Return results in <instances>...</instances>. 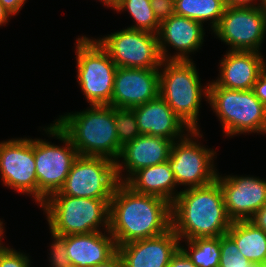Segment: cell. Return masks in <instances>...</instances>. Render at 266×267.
Segmentation results:
<instances>
[{"mask_svg":"<svg viewBox=\"0 0 266 267\" xmlns=\"http://www.w3.org/2000/svg\"><path fill=\"white\" fill-rule=\"evenodd\" d=\"M219 40L230 45V51L260 52L266 34V13L262 6L225 8L213 29Z\"/></svg>","mask_w":266,"mask_h":267,"instance_id":"obj_12","label":"cell"},{"mask_svg":"<svg viewBox=\"0 0 266 267\" xmlns=\"http://www.w3.org/2000/svg\"><path fill=\"white\" fill-rule=\"evenodd\" d=\"M66 248L70 265L78 267L103 263L117 252L115 239L109 230L104 233L66 235Z\"/></svg>","mask_w":266,"mask_h":267,"instance_id":"obj_21","label":"cell"},{"mask_svg":"<svg viewBox=\"0 0 266 267\" xmlns=\"http://www.w3.org/2000/svg\"><path fill=\"white\" fill-rule=\"evenodd\" d=\"M150 4L160 24L175 14V0H150Z\"/></svg>","mask_w":266,"mask_h":267,"instance_id":"obj_31","label":"cell"},{"mask_svg":"<svg viewBox=\"0 0 266 267\" xmlns=\"http://www.w3.org/2000/svg\"><path fill=\"white\" fill-rule=\"evenodd\" d=\"M172 143L173 141L170 139L141 134L125 144L116 162V174L119 182H126L141 168L166 162L170 156ZM123 170H127V177H121Z\"/></svg>","mask_w":266,"mask_h":267,"instance_id":"obj_18","label":"cell"},{"mask_svg":"<svg viewBox=\"0 0 266 267\" xmlns=\"http://www.w3.org/2000/svg\"><path fill=\"white\" fill-rule=\"evenodd\" d=\"M157 35L163 60H190L188 54L201 49L205 32L202 23L174 14L160 24ZM167 45L178 52L171 56Z\"/></svg>","mask_w":266,"mask_h":267,"instance_id":"obj_17","label":"cell"},{"mask_svg":"<svg viewBox=\"0 0 266 267\" xmlns=\"http://www.w3.org/2000/svg\"><path fill=\"white\" fill-rule=\"evenodd\" d=\"M250 221L266 232V204L254 214Z\"/></svg>","mask_w":266,"mask_h":267,"instance_id":"obj_35","label":"cell"},{"mask_svg":"<svg viewBox=\"0 0 266 267\" xmlns=\"http://www.w3.org/2000/svg\"><path fill=\"white\" fill-rule=\"evenodd\" d=\"M101 2L108 7V0H101Z\"/></svg>","mask_w":266,"mask_h":267,"instance_id":"obj_41","label":"cell"},{"mask_svg":"<svg viewBox=\"0 0 266 267\" xmlns=\"http://www.w3.org/2000/svg\"><path fill=\"white\" fill-rule=\"evenodd\" d=\"M10 17H12V15L0 4V26L7 24Z\"/></svg>","mask_w":266,"mask_h":267,"instance_id":"obj_38","label":"cell"},{"mask_svg":"<svg viewBox=\"0 0 266 267\" xmlns=\"http://www.w3.org/2000/svg\"><path fill=\"white\" fill-rule=\"evenodd\" d=\"M263 7H264L265 13H266V0H264Z\"/></svg>","mask_w":266,"mask_h":267,"instance_id":"obj_42","label":"cell"},{"mask_svg":"<svg viewBox=\"0 0 266 267\" xmlns=\"http://www.w3.org/2000/svg\"><path fill=\"white\" fill-rule=\"evenodd\" d=\"M56 120L55 124L68 136L79 155L117 162L122 146L117 137L114 107L90 105L86 110L66 113Z\"/></svg>","mask_w":266,"mask_h":267,"instance_id":"obj_3","label":"cell"},{"mask_svg":"<svg viewBox=\"0 0 266 267\" xmlns=\"http://www.w3.org/2000/svg\"><path fill=\"white\" fill-rule=\"evenodd\" d=\"M117 67L159 69L162 56L158 35L135 29H122L96 40Z\"/></svg>","mask_w":266,"mask_h":267,"instance_id":"obj_11","label":"cell"},{"mask_svg":"<svg viewBox=\"0 0 266 267\" xmlns=\"http://www.w3.org/2000/svg\"><path fill=\"white\" fill-rule=\"evenodd\" d=\"M125 183L138 193L158 196L171 204L180 193L174 190L177 183L167 161L139 169Z\"/></svg>","mask_w":266,"mask_h":267,"instance_id":"obj_22","label":"cell"},{"mask_svg":"<svg viewBox=\"0 0 266 267\" xmlns=\"http://www.w3.org/2000/svg\"><path fill=\"white\" fill-rule=\"evenodd\" d=\"M66 267H78V266H74V265H69V266H66Z\"/></svg>","mask_w":266,"mask_h":267,"instance_id":"obj_44","label":"cell"},{"mask_svg":"<svg viewBox=\"0 0 266 267\" xmlns=\"http://www.w3.org/2000/svg\"><path fill=\"white\" fill-rule=\"evenodd\" d=\"M255 96L266 106V68L253 86Z\"/></svg>","mask_w":266,"mask_h":267,"instance_id":"obj_33","label":"cell"},{"mask_svg":"<svg viewBox=\"0 0 266 267\" xmlns=\"http://www.w3.org/2000/svg\"><path fill=\"white\" fill-rule=\"evenodd\" d=\"M55 239L51 244L50 263L52 267H66L69 266L68 253L66 248V236H58L51 233Z\"/></svg>","mask_w":266,"mask_h":267,"instance_id":"obj_29","label":"cell"},{"mask_svg":"<svg viewBox=\"0 0 266 267\" xmlns=\"http://www.w3.org/2000/svg\"><path fill=\"white\" fill-rule=\"evenodd\" d=\"M120 0H108V7H111L112 9L116 7L117 3L119 2Z\"/></svg>","mask_w":266,"mask_h":267,"instance_id":"obj_39","label":"cell"},{"mask_svg":"<svg viewBox=\"0 0 266 267\" xmlns=\"http://www.w3.org/2000/svg\"><path fill=\"white\" fill-rule=\"evenodd\" d=\"M232 221L250 220L266 204V181L258 177L217 175Z\"/></svg>","mask_w":266,"mask_h":267,"instance_id":"obj_14","label":"cell"},{"mask_svg":"<svg viewBox=\"0 0 266 267\" xmlns=\"http://www.w3.org/2000/svg\"><path fill=\"white\" fill-rule=\"evenodd\" d=\"M226 6L229 7H256L262 6L264 3V0H260V3H253L256 2L255 0H224Z\"/></svg>","mask_w":266,"mask_h":267,"instance_id":"obj_36","label":"cell"},{"mask_svg":"<svg viewBox=\"0 0 266 267\" xmlns=\"http://www.w3.org/2000/svg\"><path fill=\"white\" fill-rule=\"evenodd\" d=\"M179 247V237L171 228L158 236L119 245L117 252L124 267H168Z\"/></svg>","mask_w":266,"mask_h":267,"instance_id":"obj_16","label":"cell"},{"mask_svg":"<svg viewBox=\"0 0 266 267\" xmlns=\"http://www.w3.org/2000/svg\"><path fill=\"white\" fill-rule=\"evenodd\" d=\"M254 267H266V265H255Z\"/></svg>","mask_w":266,"mask_h":267,"instance_id":"obj_43","label":"cell"},{"mask_svg":"<svg viewBox=\"0 0 266 267\" xmlns=\"http://www.w3.org/2000/svg\"><path fill=\"white\" fill-rule=\"evenodd\" d=\"M159 70L117 67L109 106L132 109L157 98Z\"/></svg>","mask_w":266,"mask_h":267,"instance_id":"obj_15","label":"cell"},{"mask_svg":"<svg viewBox=\"0 0 266 267\" xmlns=\"http://www.w3.org/2000/svg\"><path fill=\"white\" fill-rule=\"evenodd\" d=\"M171 204L172 229L179 240L220 237L232 224L217 180L205 186L184 188Z\"/></svg>","mask_w":266,"mask_h":267,"instance_id":"obj_2","label":"cell"},{"mask_svg":"<svg viewBox=\"0 0 266 267\" xmlns=\"http://www.w3.org/2000/svg\"><path fill=\"white\" fill-rule=\"evenodd\" d=\"M132 109L141 134L158 136L174 142L186 135L184 130L190 131L160 96Z\"/></svg>","mask_w":266,"mask_h":267,"instance_id":"obj_20","label":"cell"},{"mask_svg":"<svg viewBox=\"0 0 266 267\" xmlns=\"http://www.w3.org/2000/svg\"><path fill=\"white\" fill-rule=\"evenodd\" d=\"M0 267H30L29 256L0 244Z\"/></svg>","mask_w":266,"mask_h":267,"instance_id":"obj_30","label":"cell"},{"mask_svg":"<svg viewBox=\"0 0 266 267\" xmlns=\"http://www.w3.org/2000/svg\"><path fill=\"white\" fill-rule=\"evenodd\" d=\"M0 176L5 186L32 195L38 203L34 139L17 138L0 142Z\"/></svg>","mask_w":266,"mask_h":267,"instance_id":"obj_13","label":"cell"},{"mask_svg":"<svg viewBox=\"0 0 266 267\" xmlns=\"http://www.w3.org/2000/svg\"><path fill=\"white\" fill-rule=\"evenodd\" d=\"M114 10H127L131 14L135 25L127 28L158 34L160 23L152 10L150 0H120Z\"/></svg>","mask_w":266,"mask_h":267,"instance_id":"obj_26","label":"cell"},{"mask_svg":"<svg viewBox=\"0 0 266 267\" xmlns=\"http://www.w3.org/2000/svg\"><path fill=\"white\" fill-rule=\"evenodd\" d=\"M118 183L116 162L105 157L79 155L58 192L74 197L111 199Z\"/></svg>","mask_w":266,"mask_h":267,"instance_id":"obj_10","label":"cell"},{"mask_svg":"<svg viewBox=\"0 0 266 267\" xmlns=\"http://www.w3.org/2000/svg\"><path fill=\"white\" fill-rule=\"evenodd\" d=\"M172 228L171 203L119 182L109 203V231L117 247L166 233Z\"/></svg>","mask_w":266,"mask_h":267,"instance_id":"obj_1","label":"cell"},{"mask_svg":"<svg viewBox=\"0 0 266 267\" xmlns=\"http://www.w3.org/2000/svg\"><path fill=\"white\" fill-rule=\"evenodd\" d=\"M220 75L213 81L217 86L234 90H252L266 68V62L259 52L230 51L221 60Z\"/></svg>","mask_w":266,"mask_h":267,"instance_id":"obj_19","label":"cell"},{"mask_svg":"<svg viewBox=\"0 0 266 267\" xmlns=\"http://www.w3.org/2000/svg\"><path fill=\"white\" fill-rule=\"evenodd\" d=\"M168 267H197L179 247L170 259Z\"/></svg>","mask_w":266,"mask_h":267,"instance_id":"obj_32","label":"cell"},{"mask_svg":"<svg viewBox=\"0 0 266 267\" xmlns=\"http://www.w3.org/2000/svg\"><path fill=\"white\" fill-rule=\"evenodd\" d=\"M208 99L227 136L242 133L266 134V106L253 90H234L208 83Z\"/></svg>","mask_w":266,"mask_h":267,"instance_id":"obj_6","label":"cell"},{"mask_svg":"<svg viewBox=\"0 0 266 267\" xmlns=\"http://www.w3.org/2000/svg\"><path fill=\"white\" fill-rule=\"evenodd\" d=\"M219 267H254L251 261L240 253L235 242L227 235L220 236Z\"/></svg>","mask_w":266,"mask_h":267,"instance_id":"obj_28","label":"cell"},{"mask_svg":"<svg viewBox=\"0 0 266 267\" xmlns=\"http://www.w3.org/2000/svg\"><path fill=\"white\" fill-rule=\"evenodd\" d=\"M240 253L255 265H266V232L250 220L232 221L226 233Z\"/></svg>","mask_w":266,"mask_h":267,"instance_id":"obj_23","label":"cell"},{"mask_svg":"<svg viewBox=\"0 0 266 267\" xmlns=\"http://www.w3.org/2000/svg\"><path fill=\"white\" fill-rule=\"evenodd\" d=\"M92 267H124L122 259L118 252H116L110 259L103 263L96 264Z\"/></svg>","mask_w":266,"mask_h":267,"instance_id":"obj_37","label":"cell"},{"mask_svg":"<svg viewBox=\"0 0 266 267\" xmlns=\"http://www.w3.org/2000/svg\"><path fill=\"white\" fill-rule=\"evenodd\" d=\"M77 80L90 105H109L114 88L116 64L96 39L76 41Z\"/></svg>","mask_w":266,"mask_h":267,"instance_id":"obj_7","label":"cell"},{"mask_svg":"<svg viewBox=\"0 0 266 267\" xmlns=\"http://www.w3.org/2000/svg\"><path fill=\"white\" fill-rule=\"evenodd\" d=\"M47 135L60 139L65 146L51 144L42 139H34V160L38 184V204L60 190L72 164L79 156L68 136L55 124L44 128Z\"/></svg>","mask_w":266,"mask_h":267,"instance_id":"obj_8","label":"cell"},{"mask_svg":"<svg viewBox=\"0 0 266 267\" xmlns=\"http://www.w3.org/2000/svg\"><path fill=\"white\" fill-rule=\"evenodd\" d=\"M200 136L202 137L200 130H190L182 139L172 143L167 162L178 186L195 188L210 184L217 179V169L213 164L216 152L204 145L201 146L198 141H193Z\"/></svg>","mask_w":266,"mask_h":267,"instance_id":"obj_9","label":"cell"},{"mask_svg":"<svg viewBox=\"0 0 266 267\" xmlns=\"http://www.w3.org/2000/svg\"><path fill=\"white\" fill-rule=\"evenodd\" d=\"M185 241L187 248H180L197 267H219L220 261V237L196 238ZM190 249V250H189ZM190 251V252H189Z\"/></svg>","mask_w":266,"mask_h":267,"instance_id":"obj_25","label":"cell"},{"mask_svg":"<svg viewBox=\"0 0 266 267\" xmlns=\"http://www.w3.org/2000/svg\"><path fill=\"white\" fill-rule=\"evenodd\" d=\"M3 222L0 221V244H1V239H2V235H3Z\"/></svg>","mask_w":266,"mask_h":267,"instance_id":"obj_40","label":"cell"},{"mask_svg":"<svg viewBox=\"0 0 266 267\" xmlns=\"http://www.w3.org/2000/svg\"><path fill=\"white\" fill-rule=\"evenodd\" d=\"M161 67L159 96L190 130H199L197 124L201 98L205 95L208 99V85L202 88L192 59L163 60Z\"/></svg>","mask_w":266,"mask_h":267,"instance_id":"obj_5","label":"cell"},{"mask_svg":"<svg viewBox=\"0 0 266 267\" xmlns=\"http://www.w3.org/2000/svg\"><path fill=\"white\" fill-rule=\"evenodd\" d=\"M224 0H175V14L204 23L210 20L213 30L224 14Z\"/></svg>","mask_w":266,"mask_h":267,"instance_id":"obj_24","label":"cell"},{"mask_svg":"<svg viewBox=\"0 0 266 267\" xmlns=\"http://www.w3.org/2000/svg\"><path fill=\"white\" fill-rule=\"evenodd\" d=\"M110 200L61 195L57 191L40 206L47 214L50 232L66 236L100 232L101 226L108 231Z\"/></svg>","mask_w":266,"mask_h":267,"instance_id":"obj_4","label":"cell"},{"mask_svg":"<svg viewBox=\"0 0 266 267\" xmlns=\"http://www.w3.org/2000/svg\"><path fill=\"white\" fill-rule=\"evenodd\" d=\"M27 0H0V4L13 16L17 15Z\"/></svg>","mask_w":266,"mask_h":267,"instance_id":"obj_34","label":"cell"},{"mask_svg":"<svg viewBox=\"0 0 266 267\" xmlns=\"http://www.w3.org/2000/svg\"><path fill=\"white\" fill-rule=\"evenodd\" d=\"M114 120L119 144L122 147L141 135L133 109L114 107Z\"/></svg>","mask_w":266,"mask_h":267,"instance_id":"obj_27","label":"cell"}]
</instances>
